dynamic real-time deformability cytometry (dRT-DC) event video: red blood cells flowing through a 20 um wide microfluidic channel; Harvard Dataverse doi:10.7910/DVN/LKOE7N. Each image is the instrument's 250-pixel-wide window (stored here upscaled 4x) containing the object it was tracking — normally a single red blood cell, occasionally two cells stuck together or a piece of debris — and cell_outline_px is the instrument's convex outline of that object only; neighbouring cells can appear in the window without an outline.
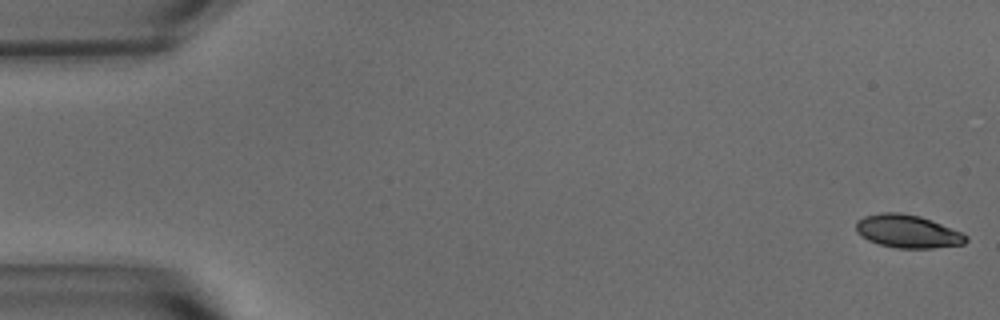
{"species": "common noctule bat (a hibernating species)", "species_latin": "Nyctalus noctula", "temperature_condition": "warm", "stored_images_in_passage": 55, "camera_frame_rate_fps": 3000, "um_per_image_px": 0.085, "animal": {"sex": "male", "body_mass_g": 15.6}, "frame": {"image": 1, "passage_image": 1, "time_ms": 0.0, "image_size_px": [1000, 320], "cell_outline_px": [[968, 240], [964, 244], [932, 248], [896, 248], [880, 244], [868, 240], [856, 232], [856, 220], [864, 216], [880, 212], [900, 212], [920, 216], [960, 232], [968, 236]], "centroid_in_image_um": [77.11, 19.66], "position_along_channel_um": 7.9, "area_um2": 21.1}}
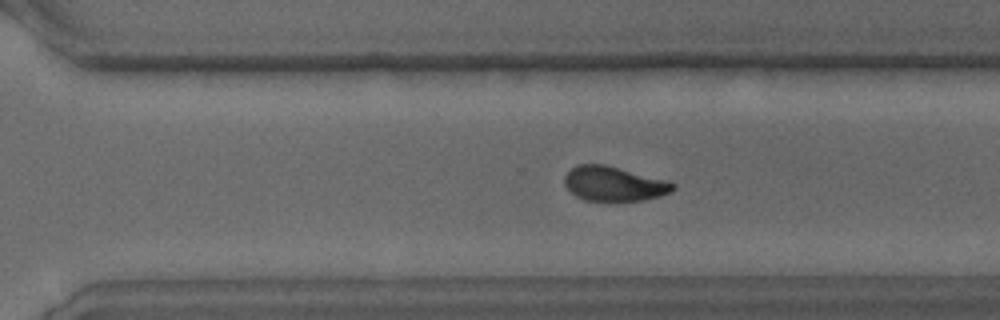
{"frame": {"image": 2, "passage_image": 38, "time_ms": 12.333, "image_size_px": [1000, 320], "cell_outline_px": [[676, 188], [672, 192], [660, 196], [644, 200], [584, 200], [576, 196], [564, 184], [564, 176], [576, 164], [604, 164], [668, 180], [676, 184]], "centroid_in_image_um": [52.22, 15.61], "position_along_channel_um": 318.4, "area_um2": 21.85}}
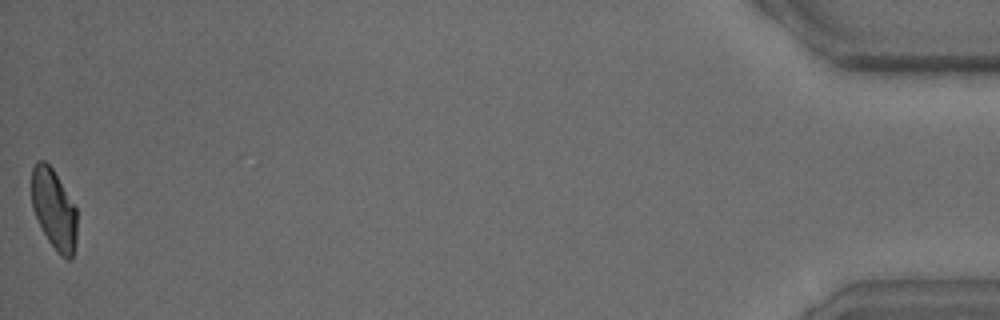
{"frame": {"image": 3, "passage_image": 55, "time_ms": 18.0, "image_size_px": [1000, 320], "cell_outline_px": [[76, 240], [72, 260], [68, 260], [60, 256], [56, 252], [48, 240], [32, 208], [32, 168], [36, 160], [44, 160], [52, 168], [76, 208]], "centroid_in_image_um": [4.58, 17.81], "position_along_channel_um": 430.6, "area_um2": 21.04}, "authors_computed_cell_mechanics": {"area_um2": 22.4842, "velocity_mm_per_s": 3.6839, "shape_relaxation_time_tau1_ms": 4.5827, "shape_relaxation_time_tau2_ms": 2.6193, "deformation_change_tau1": 0.1482, "deformation_change_tau2": 0.0822}}